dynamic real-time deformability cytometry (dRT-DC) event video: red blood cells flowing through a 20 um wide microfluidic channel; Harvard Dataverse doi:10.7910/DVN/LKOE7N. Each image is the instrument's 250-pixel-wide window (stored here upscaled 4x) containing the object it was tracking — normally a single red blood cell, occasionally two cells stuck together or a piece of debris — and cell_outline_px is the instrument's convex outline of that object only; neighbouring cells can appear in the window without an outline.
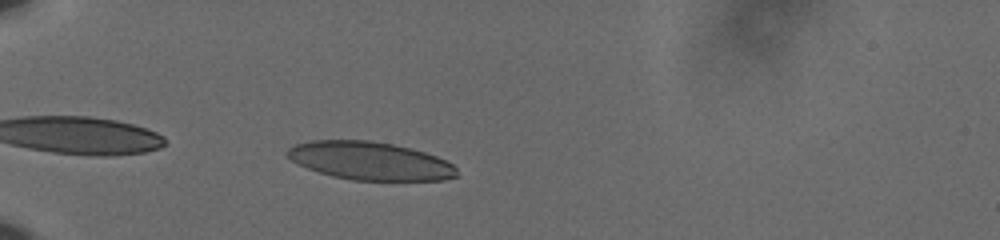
{"species": "human", "species_latin": "Homo sapiens", "temperature_condition": "cold", "stored_images_in_passage": 39, "camera_frame_rate_fps": 3000, "um_per_image_px": 0.085, "donor": {"sex": "male"}, "frame": {"image": 1, "passage_image": 3, "time_ms": 0.667, "image_size_px": [1000, 240], "cell_outline_px": [[460, 176], [444, 180], [352, 180], [332, 176], [308, 168], [292, 160], [284, 152], [288, 148], [296, 144], [312, 140], [368, 140], [392, 144], [424, 152], [436, 156], [452, 164], [456, 168]], "centroid_in_image_um": [31.46, 13.68], "position_along_channel_um": 53.5, "area_um2": 37.45}}
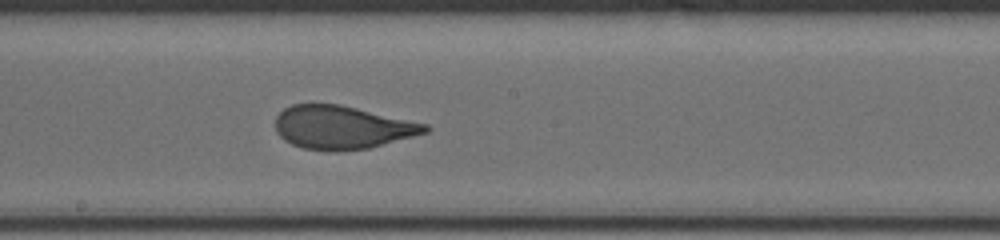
{"frame": {"image": 2, "passage_image": 19, "time_ms": 6.0, "image_size_px": [1000, 240], "cell_outline_px": [[432, 128], [428, 132], [368, 148], [304, 148], [292, 144], [284, 140], [276, 132], [276, 116], [284, 108], [292, 104], [340, 104], [428, 124]], "centroid_in_image_um": [29.09, 10.78], "position_along_channel_um": 219.1, "area_um2": 36.82}}
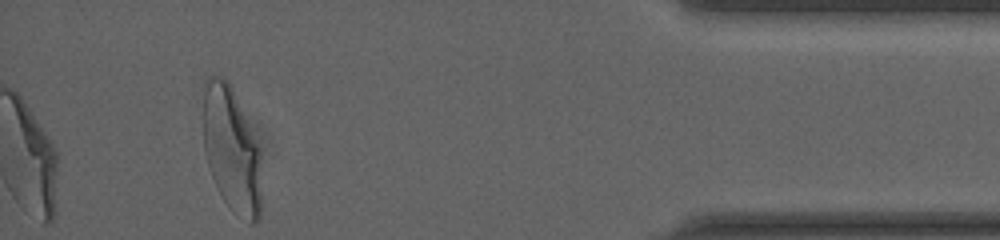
{"frame": {"image": 3, "passage_image": 39, "time_ms": 12.667, "image_size_px": [1000, 240], "cell_outline_px": [[260, 220], [252, 224], [232, 212], [216, 188], [208, 168], [204, 152], [200, 88], [204, 80], [208, 76], [216, 76], [228, 80], [232, 88], [260, 152]], "centroid_in_image_um": [19.6, 12.68], "position_along_channel_um": 415.6, "area_um2": 43.29}, "authors_computed_cell_mechanics": {"area_um2": 38.2636, "velocity_mm_per_s": 3.6277, "shape_relaxation_time_tau1_ms": 5.9192, "shape_relaxation_time_tau2_ms": null, "deformation_change_tau1": 0.2143, "deformation_change_tau2": null}}